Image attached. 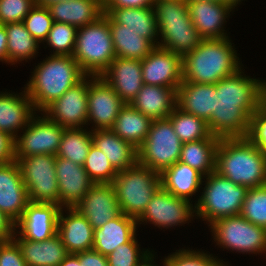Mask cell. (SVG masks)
<instances>
[{
  "label": "cell",
  "mask_w": 266,
  "mask_h": 266,
  "mask_svg": "<svg viewBox=\"0 0 266 266\" xmlns=\"http://www.w3.org/2000/svg\"><path fill=\"white\" fill-rule=\"evenodd\" d=\"M242 73L240 69L215 84V110L207 125L219 139L246 137L251 115L266 102V81Z\"/></svg>",
  "instance_id": "1"
},
{
  "label": "cell",
  "mask_w": 266,
  "mask_h": 266,
  "mask_svg": "<svg viewBox=\"0 0 266 266\" xmlns=\"http://www.w3.org/2000/svg\"><path fill=\"white\" fill-rule=\"evenodd\" d=\"M215 172L249 188L266 185V154L247 137L222 138L216 150Z\"/></svg>",
  "instance_id": "2"
},
{
  "label": "cell",
  "mask_w": 266,
  "mask_h": 266,
  "mask_svg": "<svg viewBox=\"0 0 266 266\" xmlns=\"http://www.w3.org/2000/svg\"><path fill=\"white\" fill-rule=\"evenodd\" d=\"M229 37L202 39L199 45L182 57L183 81L216 84L242 67Z\"/></svg>",
  "instance_id": "3"
},
{
  "label": "cell",
  "mask_w": 266,
  "mask_h": 266,
  "mask_svg": "<svg viewBox=\"0 0 266 266\" xmlns=\"http://www.w3.org/2000/svg\"><path fill=\"white\" fill-rule=\"evenodd\" d=\"M86 75L72 56L50 55L35 66L24 87L36 111H43Z\"/></svg>",
  "instance_id": "4"
},
{
  "label": "cell",
  "mask_w": 266,
  "mask_h": 266,
  "mask_svg": "<svg viewBox=\"0 0 266 266\" xmlns=\"http://www.w3.org/2000/svg\"><path fill=\"white\" fill-rule=\"evenodd\" d=\"M153 8L162 37L159 47L183 57L199 45L202 38L191 21L186 0L154 1Z\"/></svg>",
  "instance_id": "5"
},
{
  "label": "cell",
  "mask_w": 266,
  "mask_h": 266,
  "mask_svg": "<svg viewBox=\"0 0 266 266\" xmlns=\"http://www.w3.org/2000/svg\"><path fill=\"white\" fill-rule=\"evenodd\" d=\"M72 57L86 76H101L116 58L109 26L103 13L95 22L77 29Z\"/></svg>",
  "instance_id": "6"
},
{
  "label": "cell",
  "mask_w": 266,
  "mask_h": 266,
  "mask_svg": "<svg viewBox=\"0 0 266 266\" xmlns=\"http://www.w3.org/2000/svg\"><path fill=\"white\" fill-rule=\"evenodd\" d=\"M115 189L120 211L138 219L151 197L161 187L160 174L139 163L118 171L111 183Z\"/></svg>",
  "instance_id": "7"
},
{
  "label": "cell",
  "mask_w": 266,
  "mask_h": 266,
  "mask_svg": "<svg viewBox=\"0 0 266 266\" xmlns=\"http://www.w3.org/2000/svg\"><path fill=\"white\" fill-rule=\"evenodd\" d=\"M202 195L195 203V214L208 224L223 217L240 215L248 188L212 172L207 176Z\"/></svg>",
  "instance_id": "8"
},
{
  "label": "cell",
  "mask_w": 266,
  "mask_h": 266,
  "mask_svg": "<svg viewBox=\"0 0 266 266\" xmlns=\"http://www.w3.org/2000/svg\"><path fill=\"white\" fill-rule=\"evenodd\" d=\"M182 144L169 118L153 120L138 148V163L161 174L179 161Z\"/></svg>",
  "instance_id": "9"
},
{
  "label": "cell",
  "mask_w": 266,
  "mask_h": 266,
  "mask_svg": "<svg viewBox=\"0 0 266 266\" xmlns=\"http://www.w3.org/2000/svg\"><path fill=\"white\" fill-rule=\"evenodd\" d=\"M214 241L222 248L241 253L266 252V229L241 215L223 217L209 224Z\"/></svg>",
  "instance_id": "10"
},
{
  "label": "cell",
  "mask_w": 266,
  "mask_h": 266,
  "mask_svg": "<svg viewBox=\"0 0 266 266\" xmlns=\"http://www.w3.org/2000/svg\"><path fill=\"white\" fill-rule=\"evenodd\" d=\"M55 161L56 156L52 154L30 155L17 160L29 202L59 205Z\"/></svg>",
  "instance_id": "11"
},
{
  "label": "cell",
  "mask_w": 266,
  "mask_h": 266,
  "mask_svg": "<svg viewBox=\"0 0 266 266\" xmlns=\"http://www.w3.org/2000/svg\"><path fill=\"white\" fill-rule=\"evenodd\" d=\"M33 116L21 136L14 138V160L30 155L57 154L66 128L50 120L46 115Z\"/></svg>",
  "instance_id": "12"
},
{
  "label": "cell",
  "mask_w": 266,
  "mask_h": 266,
  "mask_svg": "<svg viewBox=\"0 0 266 266\" xmlns=\"http://www.w3.org/2000/svg\"><path fill=\"white\" fill-rule=\"evenodd\" d=\"M194 213L195 206L193 204L172 195L161 186L151 197L145 211L137 219V224L145 221L155 224L154 226L159 228L167 229L189 222L190 218L195 216Z\"/></svg>",
  "instance_id": "13"
},
{
  "label": "cell",
  "mask_w": 266,
  "mask_h": 266,
  "mask_svg": "<svg viewBox=\"0 0 266 266\" xmlns=\"http://www.w3.org/2000/svg\"><path fill=\"white\" fill-rule=\"evenodd\" d=\"M88 76L68 89L42 112L61 127L83 128L88 116ZM82 125V127H81Z\"/></svg>",
  "instance_id": "14"
},
{
  "label": "cell",
  "mask_w": 266,
  "mask_h": 266,
  "mask_svg": "<svg viewBox=\"0 0 266 266\" xmlns=\"http://www.w3.org/2000/svg\"><path fill=\"white\" fill-rule=\"evenodd\" d=\"M89 78L91 80H89ZM88 122L95 130L111 129L125 105L112 87L101 77L88 76Z\"/></svg>",
  "instance_id": "15"
},
{
  "label": "cell",
  "mask_w": 266,
  "mask_h": 266,
  "mask_svg": "<svg viewBox=\"0 0 266 266\" xmlns=\"http://www.w3.org/2000/svg\"><path fill=\"white\" fill-rule=\"evenodd\" d=\"M143 83L172 87L177 90L183 81L182 56L156 46L141 60Z\"/></svg>",
  "instance_id": "16"
},
{
  "label": "cell",
  "mask_w": 266,
  "mask_h": 266,
  "mask_svg": "<svg viewBox=\"0 0 266 266\" xmlns=\"http://www.w3.org/2000/svg\"><path fill=\"white\" fill-rule=\"evenodd\" d=\"M61 207L54 203L29 202L21 219L15 224V233L30 241H44L58 231V216Z\"/></svg>",
  "instance_id": "17"
},
{
  "label": "cell",
  "mask_w": 266,
  "mask_h": 266,
  "mask_svg": "<svg viewBox=\"0 0 266 266\" xmlns=\"http://www.w3.org/2000/svg\"><path fill=\"white\" fill-rule=\"evenodd\" d=\"M55 174L59 188V206L74 208L95 182L84 167L71 160L56 156Z\"/></svg>",
  "instance_id": "18"
},
{
  "label": "cell",
  "mask_w": 266,
  "mask_h": 266,
  "mask_svg": "<svg viewBox=\"0 0 266 266\" xmlns=\"http://www.w3.org/2000/svg\"><path fill=\"white\" fill-rule=\"evenodd\" d=\"M28 203L27 189L17 161L0 164V210L16 224Z\"/></svg>",
  "instance_id": "19"
},
{
  "label": "cell",
  "mask_w": 266,
  "mask_h": 266,
  "mask_svg": "<svg viewBox=\"0 0 266 266\" xmlns=\"http://www.w3.org/2000/svg\"><path fill=\"white\" fill-rule=\"evenodd\" d=\"M74 208L88 220L93 229L100 228L121 213L111 183H95Z\"/></svg>",
  "instance_id": "20"
},
{
  "label": "cell",
  "mask_w": 266,
  "mask_h": 266,
  "mask_svg": "<svg viewBox=\"0 0 266 266\" xmlns=\"http://www.w3.org/2000/svg\"><path fill=\"white\" fill-rule=\"evenodd\" d=\"M101 77L125 104H130L144 85L141 60L116 57Z\"/></svg>",
  "instance_id": "21"
},
{
  "label": "cell",
  "mask_w": 266,
  "mask_h": 266,
  "mask_svg": "<svg viewBox=\"0 0 266 266\" xmlns=\"http://www.w3.org/2000/svg\"><path fill=\"white\" fill-rule=\"evenodd\" d=\"M187 6L191 21L202 39L228 37L222 26L233 10L228 4L223 2L187 1Z\"/></svg>",
  "instance_id": "22"
},
{
  "label": "cell",
  "mask_w": 266,
  "mask_h": 266,
  "mask_svg": "<svg viewBox=\"0 0 266 266\" xmlns=\"http://www.w3.org/2000/svg\"><path fill=\"white\" fill-rule=\"evenodd\" d=\"M19 94L0 93V131L13 139L17 136L18 129L23 130L36 114L25 88Z\"/></svg>",
  "instance_id": "23"
},
{
  "label": "cell",
  "mask_w": 266,
  "mask_h": 266,
  "mask_svg": "<svg viewBox=\"0 0 266 266\" xmlns=\"http://www.w3.org/2000/svg\"><path fill=\"white\" fill-rule=\"evenodd\" d=\"M67 216L61 208L58 216L57 234L69 253H78L93 248L94 229L88 220L75 208H67ZM66 216V217H65Z\"/></svg>",
  "instance_id": "24"
},
{
  "label": "cell",
  "mask_w": 266,
  "mask_h": 266,
  "mask_svg": "<svg viewBox=\"0 0 266 266\" xmlns=\"http://www.w3.org/2000/svg\"><path fill=\"white\" fill-rule=\"evenodd\" d=\"M176 107L207 122L215 110V84L182 81L177 88Z\"/></svg>",
  "instance_id": "25"
},
{
  "label": "cell",
  "mask_w": 266,
  "mask_h": 266,
  "mask_svg": "<svg viewBox=\"0 0 266 266\" xmlns=\"http://www.w3.org/2000/svg\"><path fill=\"white\" fill-rule=\"evenodd\" d=\"M176 99L175 88L144 84L130 105L153 121L168 118Z\"/></svg>",
  "instance_id": "26"
},
{
  "label": "cell",
  "mask_w": 266,
  "mask_h": 266,
  "mask_svg": "<svg viewBox=\"0 0 266 266\" xmlns=\"http://www.w3.org/2000/svg\"><path fill=\"white\" fill-rule=\"evenodd\" d=\"M46 7L54 22L71 24L77 29L95 22L104 13L103 0H66Z\"/></svg>",
  "instance_id": "27"
},
{
  "label": "cell",
  "mask_w": 266,
  "mask_h": 266,
  "mask_svg": "<svg viewBox=\"0 0 266 266\" xmlns=\"http://www.w3.org/2000/svg\"><path fill=\"white\" fill-rule=\"evenodd\" d=\"M137 219L122 212L100 228L94 229L93 250L108 256L122 244L129 242L137 230Z\"/></svg>",
  "instance_id": "28"
},
{
  "label": "cell",
  "mask_w": 266,
  "mask_h": 266,
  "mask_svg": "<svg viewBox=\"0 0 266 266\" xmlns=\"http://www.w3.org/2000/svg\"><path fill=\"white\" fill-rule=\"evenodd\" d=\"M92 144L107 156L117 170H125L138 163V149L121 139L111 129H91Z\"/></svg>",
  "instance_id": "29"
},
{
  "label": "cell",
  "mask_w": 266,
  "mask_h": 266,
  "mask_svg": "<svg viewBox=\"0 0 266 266\" xmlns=\"http://www.w3.org/2000/svg\"><path fill=\"white\" fill-rule=\"evenodd\" d=\"M18 234L13 239L19 245L27 266H59L70 254L58 234L44 241H30Z\"/></svg>",
  "instance_id": "30"
},
{
  "label": "cell",
  "mask_w": 266,
  "mask_h": 266,
  "mask_svg": "<svg viewBox=\"0 0 266 266\" xmlns=\"http://www.w3.org/2000/svg\"><path fill=\"white\" fill-rule=\"evenodd\" d=\"M106 14L114 23L124 25V29L132 30L158 46V25L153 6L142 8H104ZM157 36V37H156Z\"/></svg>",
  "instance_id": "31"
},
{
  "label": "cell",
  "mask_w": 266,
  "mask_h": 266,
  "mask_svg": "<svg viewBox=\"0 0 266 266\" xmlns=\"http://www.w3.org/2000/svg\"><path fill=\"white\" fill-rule=\"evenodd\" d=\"M161 186L178 198L188 200L203 185V175L187 164L177 161L174 165L166 168L161 174Z\"/></svg>",
  "instance_id": "32"
},
{
  "label": "cell",
  "mask_w": 266,
  "mask_h": 266,
  "mask_svg": "<svg viewBox=\"0 0 266 266\" xmlns=\"http://www.w3.org/2000/svg\"><path fill=\"white\" fill-rule=\"evenodd\" d=\"M152 120L125 104L119 111L111 130L121 139L133 144L137 149L143 144L150 130Z\"/></svg>",
  "instance_id": "33"
},
{
  "label": "cell",
  "mask_w": 266,
  "mask_h": 266,
  "mask_svg": "<svg viewBox=\"0 0 266 266\" xmlns=\"http://www.w3.org/2000/svg\"><path fill=\"white\" fill-rule=\"evenodd\" d=\"M219 141L218 137L211 134L205 139L183 143L179 161L207 176L215 171Z\"/></svg>",
  "instance_id": "34"
},
{
  "label": "cell",
  "mask_w": 266,
  "mask_h": 266,
  "mask_svg": "<svg viewBox=\"0 0 266 266\" xmlns=\"http://www.w3.org/2000/svg\"><path fill=\"white\" fill-rule=\"evenodd\" d=\"M109 26L116 57L143 60L156 47L150 40L124 29V25L114 23L110 18Z\"/></svg>",
  "instance_id": "35"
},
{
  "label": "cell",
  "mask_w": 266,
  "mask_h": 266,
  "mask_svg": "<svg viewBox=\"0 0 266 266\" xmlns=\"http://www.w3.org/2000/svg\"><path fill=\"white\" fill-rule=\"evenodd\" d=\"M4 26L7 33L8 63L13 65L35 57L40 44L31 36L24 23L15 22Z\"/></svg>",
  "instance_id": "36"
},
{
  "label": "cell",
  "mask_w": 266,
  "mask_h": 266,
  "mask_svg": "<svg viewBox=\"0 0 266 266\" xmlns=\"http://www.w3.org/2000/svg\"><path fill=\"white\" fill-rule=\"evenodd\" d=\"M86 130L65 129L56 156L83 166L92 145V132Z\"/></svg>",
  "instance_id": "37"
},
{
  "label": "cell",
  "mask_w": 266,
  "mask_h": 266,
  "mask_svg": "<svg viewBox=\"0 0 266 266\" xmlns=\"http://www.w3.org/2000/svg\"><path fill=\"white\" fill-rule=\"evenodd\" d=\"M168 118L182 143L198 141L211 135L205 120L185 113L177 107L173 109Z\"/></svg>",
  "instance_id": "38"
},
{
  "label": "cell",
  "mask_w": 266,
  "mask_h": 266,
  "mask_svg": "<svg viewBox=\"0 0 266 266\" xmlns=\"http://www.w3.org/2000/svg\"><path fill=\"white\" fill-rule=\"evenodd\" d=\"M76 34L75 26L63 22H53L44 42L53 48L51 55L72 56L76 46Z\"/></svg>",
  "instance_id": "39"
},
{
  "label": "cell",
  "mask_w": 266,
  "mask_h": 266,
  "mask_svg": "<svg viewBox=\"0 0 266 266\" xmlns=\"http://www.w3.org/2000/svg\"><path fill=\"white\" fill-rule=\"evenodd\" d=\"M83 167L95 183H112L118 174V171L107 159L104 152L93 144L90 147Z\"/></svg>",
  "instance_id": "40"
},
{
  "label": "cell",
  "mask_w": 266,
  "mask_h": 266,
  "mask_svg": "<svg viewBox=\"0 0 266 266\" xmlns=\"http://www.w3.org/2000/svg\"><path fill=\"white\" fill-rule=\"evenodd\" d=\"M240 215L266 229V185L247 190Z\"/></svg>",
  "instance_id": "41"
},
{
  "label": "cell",
  "mask_w": 266,
  "mask_h": 266,
  "mask_svg": "<svg viewBox=\"0 0 266 266\" xmlns=\"http://www.w3.org/2000/svg\"><path fill=\"white\" fill-rule=\"evenodd\" d=\"M53 22L48 8L37 4H35L23 20L26 29L39 43H44L47 39Z\"/></svg>",
  "instance_id": "42"
},
{
  "label": "cell",
  "mask_w": 266,
  "mask_h": 266,
  "mask_svg": "<svg viewBox=\"0 0 266 266\" xmlns=\"http://www.w3.org/2000/svg\"><path fill=\"white\" fill-rule=\"evenodd\" d=\"M136 235L107 256L109 266H138L151 252L140 250ZM140 250V251H139ZM141 254V255H140Z\"/></svg>",
  "instance_id": "43"
},
{
  "label": "cell",
  "mask_w": 266,
  "mask_h": 266,
  "mask_svg": "<svg viewBox=\"0 0 266 266\" xmlns=\"http://www.w3.org/2000/svg\"><path fill=\"white\" fill-rule=\"evenodd\" d=\"M178 251V252H177ZM166 257L172 266H228L220 259H216L211 254H206L188 249H180Z\"/></svg>",
  "instance_id": "44"
},
{
  "label": "cell",
  "mask_w": 266,
  "mask_h": 266,
  "mask_svg": "<svg viewBox=\"0 0 266 266\" xmlns=\"http://www.w3.org/2000/svg\"><path fill=\"white\" fill-rule=\"evenodd\" d=\"M35 0H0V24L23 22Z\"/></svg>",
  "instance_id": "45"
},
{
  "label": "cell",
  "mask_w": 266,
  "mask_h": 266,
  "mask_svg": "<svg viewBox=\"0 0 266 266\" xmlns=\"http://www.w3.org/2000/svg\"><path fill=\"white\" fill-rule=\"evenodd\" d=\"M246 137L266 154V102L251 115Z\"/></svg>",
  "instance_id": "46"
},
{
  "label": "cell",
  "mask_w": 266,
  "mask_h": 266,
  "mask_svg": "<svg viewBox=\"0 0 266 266\" xmlns=\"http://www.w3.org/2000/svg\"><path fill=\"white\" fill-rule=\"evenodd\" d=\"M0 266H27L21 249L14 239L0 242Z\"/></svg>",
  "instance_id": "47"
},
{
  "label": "cell",
  "mask_w": 266,
  "mask_h": 266,
  "mask_svg": "<svg viewBox=\"0 0 266 266\" xmlns=\"http://www.w3.org/2000/svg\"><path fill=\"white\" fill-rule=\"evenodd\" d=\"M81 266H109L107 256L91 249L75 253Z\"/></svg>",
  "instance_id": "48"
},
{
  "label": "cell",
  "mask_w": 266,
  "mask_h": 266,
  "mask_svg": "<svg viewBox=\"0 0 266 266\" xmlns=\"http://www.w3.org/2000/svg\"><path fill=\"white\" fill-rule=\"evenodd\" d=\"M14 160V139L0 131V164Z\"/></svg>",
  "instance_id": "49"
},
{
  "label": "cell",
  "mask_w": 266,
  "mask_h": 266,
  "mask_svg": "<svg viewBox=\"0 0 266 266\" xmlns=\"http://www.w3.org/2000/svg\"><path fill=\"white\" fill-rule=\"evenodd\" d=\"M104 8H142L153 6L154 0H103Z\"/></svg>",
  "instance_id": "50"
},
{
  "label": "cell",
  "mask_w": 266,
  "mask_h": 266,
  "mask_svg": "<svg viewBox=\"0 0 266 266\" xmlns=\"http://www.w3.org/2000/svg\"><path fill=\"white\" fill-rule=\"evenodd\" d=\"M15 223L0 210V242L13 239Z\"/></svg>",
  "instance_id": "51"
},
{
  "label": "cell",
  "mask_w": 266,
  "mask_h": 266,
  "mask_svg": "<svg viewBox=\"0 0 266 266\" xmlns=\"http://www.w3.org/2000/svg\"><path fill=\"white\" fill-rule=\"evenodd\" d=\"M0 61L8 63L7 33L2 24H0Z\"/></svg>",
  "instance_id": "52"
},
{
  "label": "cell",
  "mask_w": 266,
  "mask_h": 266,
  "mask_svg": "<svg viewBox=\"0 0 266 266\" xmlns=\"http://www.w3.org/2000/svg\"><path fill=\"white\" fill-rule=\"evenodd\" d=\"M59 266H81L76 254L70 253Z\"/></svg>",
  "instance_id": "53"
},
{
  "label": "cell",
  "mask_w": 266,
  "mask_h": 266,
  "mask_svg": "<svg viewBox=\"0 0 266 266\" xmlns=\"http://www.w3.org/2000/svg\"><path fill=\"white\" fill-rule=\"evenodd\" d=\"M153 258H154V255L152 253L148 254V256L138 266H158L154 264Z\"/></svg>",
  "instance_id": "54"
},
{
  "label": "cell",
  "mask_w": 266,
  "mask_h": 266,
  "mask_svg": "<svg viewBox=\"0 0 266 266\" xmlns=\"http://www.w3.org/2000/svg\"><path fill=\"white\" fill-rule=\"evenodd\" d=\"M59 1H66V0H35L36 4L40 6H48L52 3L59 2Z\"/></svg>",
  "instance_id": "55"
},
{
  "label": "cell",
  "mask_w": 266,
  "mask_h": 266,
  "mask_svg": "<svg viewBox=\"0 0 266 266\" xmlns=\"http://www.w3.org/2000/svg\"><path fill=\"white\" fill-rule=\"evenodd\" d=\"M221 2L228 4L232 9L237 6V4H240L241 0H221Z\"/></svg>",
  "instance_id": "56"
},
{
  "label": "cell",
  "mask_w": 266,
  "mask_h": 266,
  "mask_svg": "<svg viewBox=\"0 0 266 266\" xmlns=\"http://www.w3.org/2000/svg\"><path fill=\"white\" fill-rule=\"evenodd\" d=\"M186 1H208V2H221V0H186Z\"/></svg>",
  "instance_id": "57"
},
{
  "label": "cell",
  "mask_w": 266,
  "mask_h": 266,
  "mask_svg": "<svg viewBox=\"0 0 266 266\" xmlns=\"http://www.w3.org/2000/svg\"><path fill=\"white\" fill-rule=\"evenodd\" d=\"M163 266H172V265L166 260V258H164Z\"/></svg>",
  "instance_id": "58"
}]
</instances>
